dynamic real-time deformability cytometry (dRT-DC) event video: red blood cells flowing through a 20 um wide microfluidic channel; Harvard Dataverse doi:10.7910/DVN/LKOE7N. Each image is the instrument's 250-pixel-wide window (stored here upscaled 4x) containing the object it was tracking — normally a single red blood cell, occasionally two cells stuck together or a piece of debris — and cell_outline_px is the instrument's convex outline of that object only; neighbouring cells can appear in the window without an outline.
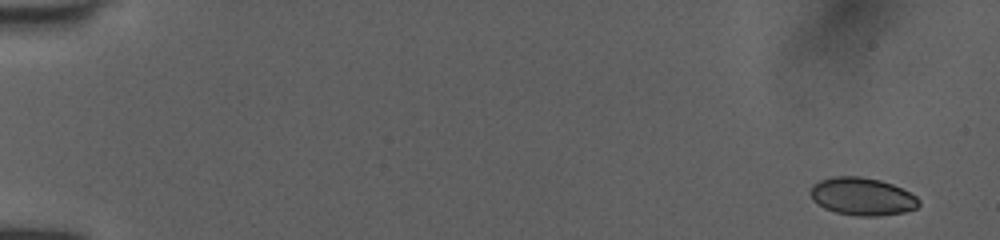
{"species": "human", "species_latin": "Homo sapiens", "temperature_condition": "room temperature", "stored_images_in_passage": 37, "camera_frame_rate_fps": 3000, "um_per_image_px": 0.085, "donor": {"sex": "female"}, "frame": {"image": 1, "passage_image": 1, "time_ms": 0.0, "image_size_px": [1000, 240], "cell_outline_px": [[920, 204], [916, 208], [904, 212], [876, 216], [856, 216], [836, 212], [824, 208], [816, 204], [812, 200], [812, 184], [820, 180], [832, 176], [860, 176], [880, 180], [892, 184], [916, 196], [920, 200]], "centroid_in_image_um": [73.27, 16.7], "position_along_channel_um": 11.7, "area_um2": 23.81}}
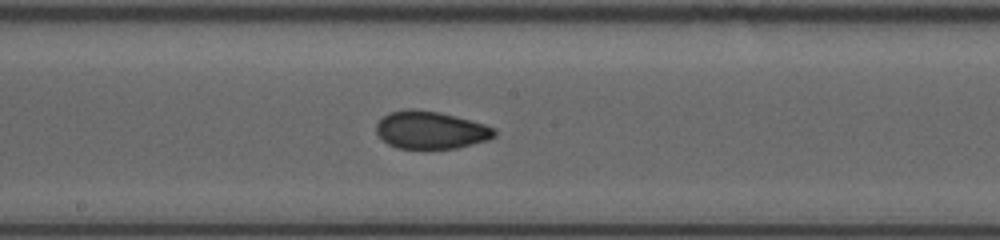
{"frame": {"image": 2, "passage_image": 20, "time_ms": 6.333, "image_size_px": [1000, 240], "cell_outline_px": [[496, 136], [488, 140], [456, 148], [396, 148], [388, 144], [376, 132], [376, 124], [388, 112], [408, 108], [412, 108], [440, 112], [456, 116], [484, 124], [496, 128]], "centroid_in_image_um": [36.62, 11.04], "position_along_channel_um": 211.6, "area_um2": 25.95}}
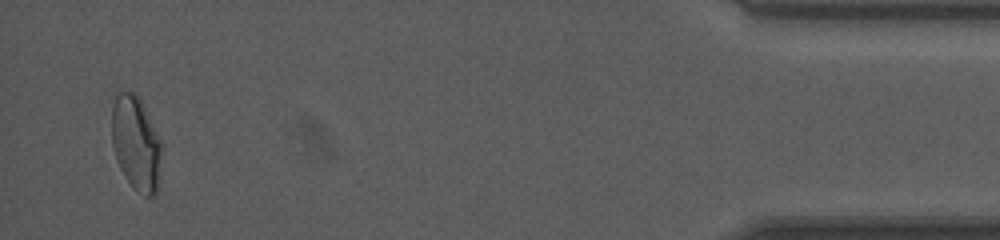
{"frame": {"image": 3, "passage_image": 37, "time_ms": 12.0, "image_size_px": [1000, 240], "cell_outline_px": [[160, 180], [156, 192], [152, 196], [144, 196], [132, 188], [124, 176], [116, 160], [112, 144], [112, 104], [116, 96], [120, 92], [136, 92], [160, 140]], "centroid_in_image_um": [11.54, 12.23], "position_along_channel_um": 423.7, "area_um2": 27.22}, "authors_computed_cell_mechanics": {"area_um2": 25.6054, "velocity_mm_per_s": 4.0814, "shape_relaxation_time_tau1_ms": null, "shape_relaxation_time_tau2_ms": 1.661, "deformation_change_tau1": null, "deformation_change_tau2": 0.0487}}